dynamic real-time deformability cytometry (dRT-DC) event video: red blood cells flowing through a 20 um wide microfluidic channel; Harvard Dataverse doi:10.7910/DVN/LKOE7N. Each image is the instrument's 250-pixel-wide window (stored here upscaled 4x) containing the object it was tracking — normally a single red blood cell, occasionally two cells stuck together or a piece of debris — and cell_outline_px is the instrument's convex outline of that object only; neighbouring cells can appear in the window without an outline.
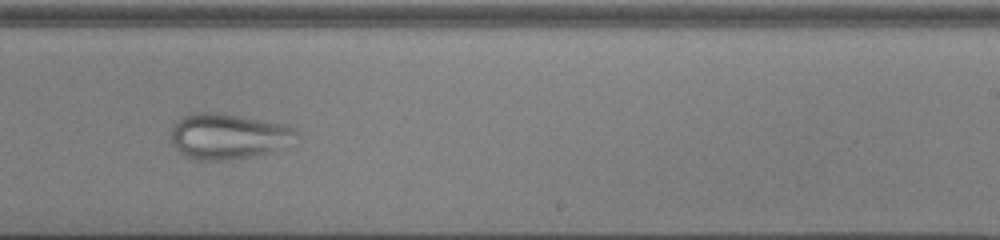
{"species": "common noctule bat (a hibernating species)", "species_latin": "Nyctalus noctula", "temperature_condition": "cold", "stored_images_in_passage": 39, "camera_frame_rate_fps": 3000, "um_per_image_px": 0.085, "animal": {"sex": "male", "body_mass_g": 13.0, "forearm_length_mm": 53.1}, "frame": {"image": 1, "passage_image": 21, "time_ms": 6.667, "image_size_px": [1000, 240], "cell_outline_px": [[300, 136], [268, 152], [252, 156], [224, 160], [196, 160], [184, 156], [172, 144], [172, 124], [180, 116], [192, 112], [220, 112], [244, 116], [288, 124], [296, 128], [300, 132]], "centroid_in_image_um": [19.37, 11.54], "position_along_channel_um": 269.6, "area_um2": 33.7}}
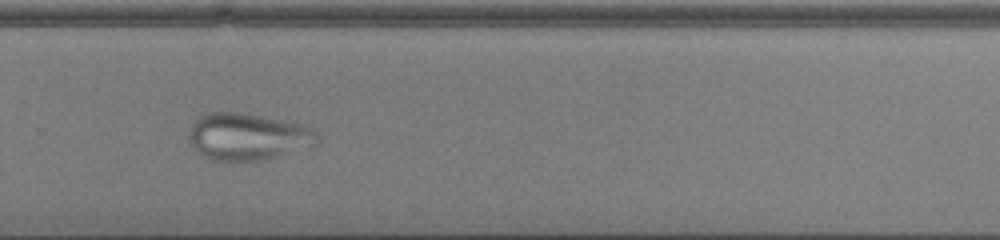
{"frame": {"image": 2, "passage_image": 24, "time_ms": 7.667, "image_size_px": [1000, 240], "cell_outline_px": [[320, 140], [316, 144], [260, 160], [212, 160], [204, 156], [188, 140], [188, 128], [200, 112], [240, 112], [284, 120], [304, 124], [316, 128], [320, 136]], "centroid_in_image_um": [21.05, 11.56], "position_along_channel_um": 308.8, "area_um2": 35.32}}